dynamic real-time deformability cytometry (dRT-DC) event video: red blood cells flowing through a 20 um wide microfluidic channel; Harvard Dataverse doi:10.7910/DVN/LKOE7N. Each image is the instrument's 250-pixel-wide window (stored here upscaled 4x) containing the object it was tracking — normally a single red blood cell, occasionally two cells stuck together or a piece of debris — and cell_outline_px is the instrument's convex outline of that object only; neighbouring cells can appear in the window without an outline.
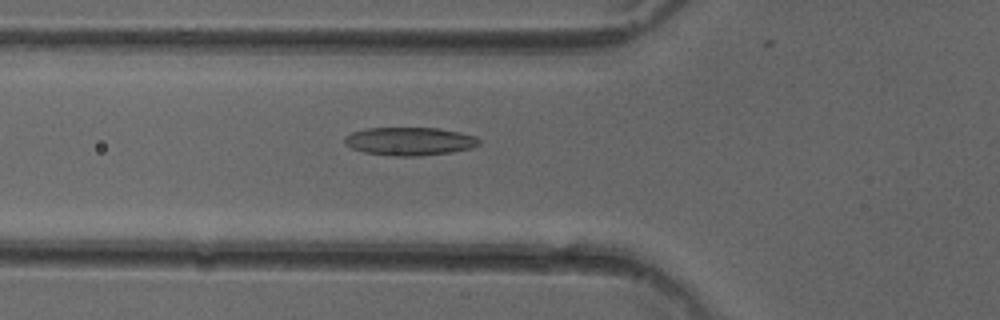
{"species": "common noctule bat (a hibernating species)", "species_latin": "Nyctalus noctula", "temperature_condition": "cold", "stored_images_in_passage": 51, "camera_frame_rate_fps": 3000, "um_per_image_px": 0.085, "animal": {"sex": "female"}, "frame": {"image": 1, "passage_image": 18, "time_ms": 5.667, "image_size_px": [1000, 320], "cell_outline_px": [[480, 144], [472, 148], [452, 152], [420, 156], [388, 156], [364, 152], [352, 148], [344, 144], [344, 136], [352, 132], [364, 128], [440, 128], [460, 132], [476, 136], [480, 140]], "centroid_in_image_um": [34.81, 12.01], "position_along_channel_um": 91.0, "area_um2": 22.37}}
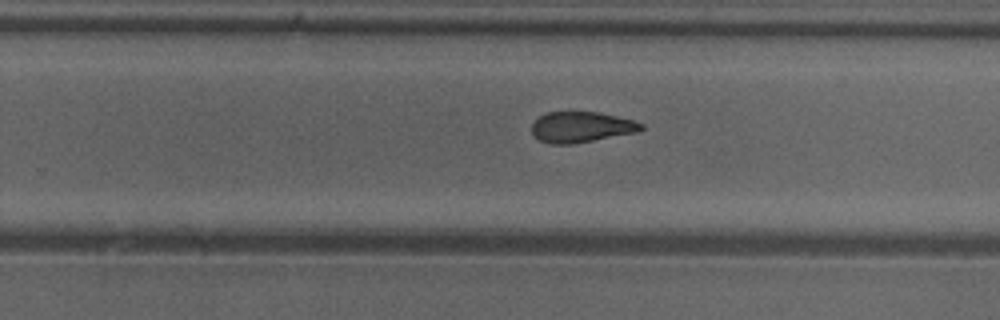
{"frame": {"image": 2, "passage_image": 32, "time_ms": 10.333, "image_size_px": [1000, 320], "cell_outline_px": [[644, 128], [636, 132], [572, 144], [552, 144], [540, 140], [532, 136], [532, 124], [540, 116], [548, 112], [600, 112], [632, 120], [644, 124]], "centroid_in_image_um": [49.39, 10.8], "position_along_channel_um": 280.4, "area_um2": 19.42}}
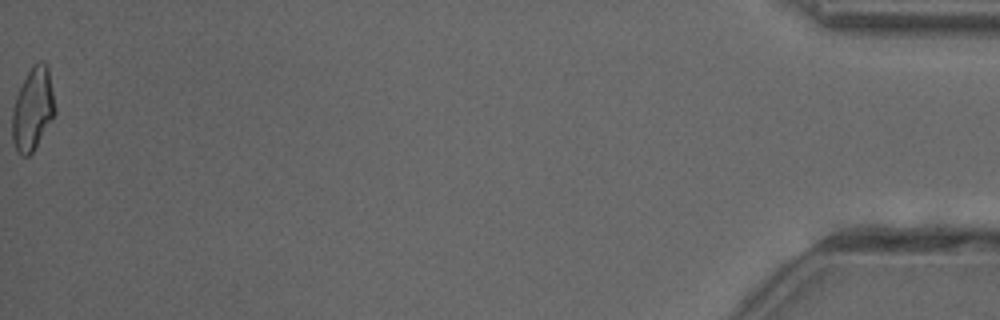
{"frame": {"image": 3, "passage_image": 51, "time_ms": 16.667, "image_size_px": [1000, 320], "cell_outline_px": [[56, 112], [32, 152], [28, 156], [20, 156], [12, 140], [12, 112], [16, 96], [32, 64], [40, 60], [44, 60], [48, 68], [56, 108]], "centroid_in_image_um": [2.79, 9.25], "position_along_channel_um": 432.4, "area_um2": 20.4}, "authors_computed_cell_mechanics": {"area_um2": 20.9236, "velocity_mm_per_s": 4.0519, "shape_relaxation_time_tau1_ms": 6.5117, "shape_relaxation_time_tau2_ms": 3.4888, "deformation_change_tau1": 0.1565, "deformation_change_tau2": 0.1056}}